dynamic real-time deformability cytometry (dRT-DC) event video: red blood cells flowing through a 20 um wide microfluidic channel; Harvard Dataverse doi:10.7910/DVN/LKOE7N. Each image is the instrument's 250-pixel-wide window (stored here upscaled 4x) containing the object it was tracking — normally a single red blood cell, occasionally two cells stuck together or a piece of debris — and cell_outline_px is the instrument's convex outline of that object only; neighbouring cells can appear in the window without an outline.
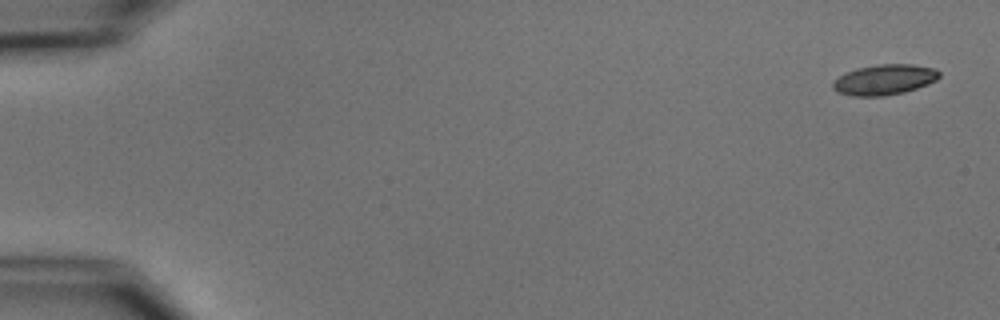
{"species": "common noctule bat (a hibernating species)", "species_latin": "Nyctalus noctula", "temperature_condition": "cold", "stored_images_in_passage": 6, "camera_frame_rate_fps": 3000, "um_per_image_px": 0.085, "animal": {"sex": "male", "body_mass_g": 15.6}, "frame": {"image": 1, "passage_image": 1, "time_ms": 0.0, "image_size_px": [1000, 320], "cell_outline_px": [[940, 76], [936, 80], [928, 84], [904, 92], [884, 96], [852, 96], [836, 92], [832, 88], [832, 84], [840, 76], [856, 68], [880, 64], [912, 64], [936, 68], [940, 72]], "centroid_in_image_um": [75.19, 6.77], "position_along_channel_um": 9.8, "area_um2": 18.84}}
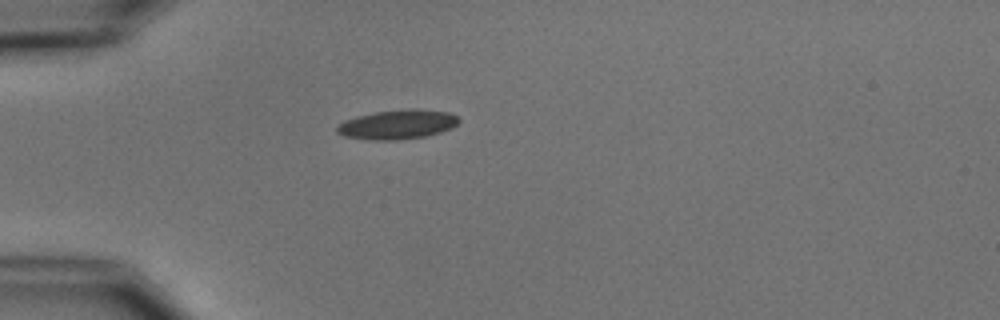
{"frame": {"image": 2, "passage_image": 5, "time_ms": 4.667, "image_size_px": [1000, 320], "cell_outline_px": [[460, 120], [452, 128], [440, 132], [424, 136], [396, 140], [372, 140], [344, 136], [336, 132], [336, 128], [344, 120], [356, 116], [376, 112], [408, 108], [416, 108], [448, 112], [456, 116]], "centroid_in_image_um": [33.78, 10.57], "position_along_channel_um": 51.2, "area_um2": 20.81}}